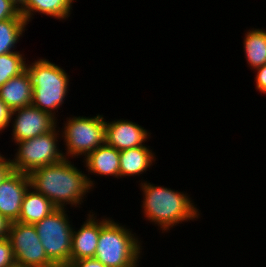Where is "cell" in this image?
<instances>
[{
  "label": "cell",
  "mask_w": 266,
  "mask_h": 267,
  "mask_svg": "<svg viewBox=\"0 0 266 267\" xmlns=\"http://www.w3.org/2000/svg\"><path fill=\"white\" fill-rule=\"evenodd\" d=\"M140 179L138 185L143 196L140 213L144 216L143 220L146 219L158 227L159 233H170V230L179 226L178 224L184 225L202 217L201 210L187 191L157 185L141 177Z\"/></svg>",
  "instance_id": "1"
},
{
  "label": "cell",
  "mask_w": 266,
  "mask_h": 267,
  "mask_svg": "<svg viewBox=\"0 0 266 267\" xmlns=\"http://www.w3.org/2000/svg\"><path fill=\"white\" fill-rule=\"evenodd\" d=\"M82 171L71 159L40 167L29 174L31 187L57 208H82L87 195L94 191ZM91 191V192H90ZM85 199V200H84ZM83 203V204H82ZM75 207V208H74Z\"/></svg>",
  "instance_id": "2"
},
{
  "label": "cell",
  "mask_w": 266,
  "mask_h": 267,
  "mask_svg": "<svg viewBox=\"0 0 266 267\" xmlns=\"http://www.w3.org/2000/svg\"><path fill=\"white\" fill-rule=\"evenodd\" d=\"M26 70L32 80V105L59 121V115L56 113L62 110L63 104L66 103L71 86L67 70L47 58L40 57L31 62L28 60Z\"/></svg>",
  "instance_id": "3"
},
{
  "label": "cell",
  "mask_w": 266,
  "mask_h": 267,
  "mask_svg": "<svg viewBox=\"0 0 266 267\" xmlns=\"http://www.w3.org/2000/svg\"><path fill=\"white\" fill-rule=\"evenodd\" d=\"M122 224L111 217L101 227L94 258L106 267H140L145 253L142 238Z\"/></svg>",
  "instance_id": "4"
},
{
  "label": "cell",
  "mask_w": 266,
  "mask_h": 267,
  "mask_svg": "<svg viewBox=\"0 0 266 267\" xmlns=\"http://www.w3.org/2000/svg\"><path fill=\"white\" fill-rule=\"evenodd\" d=\"M59 127L63 140V155L67 159L84 160L92 151L105 143L106 119L103 114L96 116H66Z\"/></svg>",
  "instance_id": "5"
},
{
  "label": "cell",
  "mask_w": 266,
  "mask_h": 267,
  "mask_svg": "<svg viewBox=\"0 0 266 267\" xmlns=\"http://www.w3.org/2000/svg\"><path fill=\"white\" fill-rule=\"evenodd\" d=\"M67 212H70L69 208H57L34 224L48 259L56 267L70 264L74 223Z\"/></svg>",
  "instance_id": "6"
},
{
  "label": "cell",
  "mask_w": 266,
  "mask_h": 267,
  "mask_svg": "<svg viewBox=\"0 0 266 267\" xmlns=\"http://www.w3.org/2000/svg\"><path fill=\"white\" fill-rule=\"evenodd\" d=\"M60 138L61 132L57 125L48 133L15 143V154L10 155L13 157L10 158L13 171L29 175L40 167L62 161L65 157Z\"/></svg>",
  "instance_id": "7"
},
{
  "label": "cell",
  "mask_w": 266,
  "mask_h": 267,
  "mask_svg": "<svg viewBox=\"0 0 266 267\" xmlns=\"http://www.w3.org/2000/svg\"><path fill=\"white\" fill-rule=\"evenodd\" d=\"M8 238L15 264L24 267H56L45 253L36 228L17 221L11 223Z\"/></svg>",
  "instance_id": "8"
},
{
  "label": "cell",
  "mask_w": 266,
  "mask_h": 267,
  "mask_svg": "<svg viewBox=\"0 0 266 267\" xmlns=\"http://www.w3.org/2000/svg\"><path fill=\"white\" fill-rule=\"evenodd\" d=\"M10 125L9 128H12L10 142H14V145L20 141L52 131L59 125V122L49 113L31 104L12 110Z\"/></svg>",
  "instance_id": "9"
},
{
  "label": "cell",
  "mask_w": 266,
  "mask_h": 267,
  "mask_svg": "<svg viewBox=\"0 0 266 267\" xmlns=\"http://www.w3.org/2000/svg\"><path fill=\"white\" fill-rule=\"evenodd\" d=\"M86 215L80 228L73 225L70 263L73 260L95 257L100 229L111 218L109 216L99 218L92 209L88 210Z\"/></svg>",
  "instance_id": "10"
},
{
  "label": "cell",
  "mask_w": 266,
  "mask_h": 267,
  "mask_svg": "<svg viewBox=\"0 0 266 267\" xmlns=\"http://www.w3.org/2000/svg\"><path fill=\"white\" fill-rule=\"evenodd\" d=\"M151 134L138 122L130 119L106 120L105 143L119 151L146 145L145 142L150 141Z\"/></svg>",
  "instance_id": "11"
},
{
  "label": "cell",
  "mask_w": 266,
  "mask_h": 267,
  "mask_svg": "<svg viewBox=\"0 0 266 267\" xmlns=\"http://www.w3.org/2000/svg\"><path fill=\"white\" fill-rule=\"evenodd\" d=\"M30 186L28 174L12 171L0 183V214L11 222L17 221L23 198Z\"/></svg>",
  "instance_id": "12"
},
{
  "label": "cell",
  "mask_w": 266,
  "mask_h": 267,
  "mask_svg": "<svg viewBox=\"0 0 266 267\" xmlns=\"http://www.w3.org/2000/svg\"><path fill=\"white\" fill-rule=\"evenodd\" d=\"M89 186L94 189L97 183L91 177H110L120 179V151L104 143L92 151L83 161ZM92 175V176H89ZM96 181V182H95Z\"/></svg>",
  "instance_id": "13"
},
{
  "label": "cell",
  "mask_w": 266,
  "mask_h": 267,
  "mask_svg": "<svg viewBox=\"0 0 266 267\" xmlns=\"http://www.w3.org/2000/svg\"><path fill=\"white\" fill-rule=\"evenodd\" d=\"M151 148L149 145H144L120 151V179L140 177L152 169L158 157Z\"/></svg>",
  "instance_id": "14"
},
{
  "label": "cell",
  "mask_w": 266,
  "mask_h": 267,
  "mask_svg": "<svg viewBox=\"0 0 266 267\" xmlns=\"http://www.w3.org/2000/svg\"><path fill=\"white\" fill-rule=\"evenodd\" d=\"M77 0H26L20 14L30 24L35 15H46L61 22L68 20Z\"/></svg>",
  "instance_id": "15"
},
{
  "label": "cell",
  "mask_w": 266,
  "mask_h": 267,
  "mask_svg": "<svg viewBox=\"0 0 266 267\" xmlns=\"http://www.w3.org/2000/svg\"><path fill=\"white\" fill-rule=\"evenodd\" d=\"M32 95V80L27 70L9 79L0 87V99L11 110L31 105Z\"/></svg>",
  "instance_id": "16"
},
{
  "label": "cell",
  "mask_w": 266,
  "mask_h": 267,
  "mask_svg": "<svg viewBox=\"0 0 266 267\" xmlns=\"http://www.w3.org/2000/svg\"><path fill=\"white\" fill-rule=\"evenodd\" d=\"M56 209L49 199L30 186L23 198L17 222L34 225Z\"/></svg>",
  "instance_id": "17"
},
{
  "label": "cell",
  "mask_w": 266,
  "mask_h": 267,
  "mask_svg": "<svg viewBox=\"0 0 266 267\" xmlns=\"http://www.w3.org/2000/svg\"><path fill=\"white\" fill-rule=\"evenodd\" d=\"M243 52L246 64L251 70L266 64V30L260 28L248 29L243 37Z\"/></svg>",
  "instance_id": "18"
},
{
  "label": "cell",
  "mask_w": 266,
  "mask_h": 267,
  "mask_svg": "<svg viewBox=\"0 0 266 267\" xmlns=\"http://www.w3.org/2000/svg\"><path fill=\"white\" fill-rule=\"evenodd\" d=\"M28 23L24 18L0 21V55L17 51V44L24 37Z\"/></svg>",
  "instance_id": "19"
},
{
  "label": "cell",
  "mask_w": 266,
  "mask_h": 267,
  "mask_svg": "<svg viewBox=\"0 0 266 267\" xmlns=\"http://www.w3.org/2000/svg\"><path fill=\"white\" fill-rule=\"evenodd\" d=\"M24 52L18 50L0 55V87L26 70L27 55Z\"/></svg>",
  "instance_id": "20"
},
{
  "label": "cell",
  "mask_w": 266,
  "mask_h": 267,
  "mask_svg": "<svg viewBox=\"0 0 266 267\" xmlns=\"http://www.w3.org/2000/svg\"><path fill=\"white\" fill-rule=\"evenodd\" d=\"M15 265L12 244L9 238L0 240V267H12Z\"/></svg>",
  "instance_id": "21"
},
{
  "label": "cell",
  "mask_w": 266,
  "mask_h": 267,
  "mask_svg": "<svg viewBox=\"0 0 266 267\" xmlns=\"http://www.w3.org/2000/svg\"><path fill=\"white\" fill-rule=\"evenodd\" d=\"M10 18H24L9 0H0V21Z\"/></svg>",
  "instance_id": "22"
},
{
  "label": "cell",
  "mask_w": 266,
  "mask_h": 267,
  "mask_svg": "<svg viewBox=\"0 0 266 267\" xmlns=\"http://www.w3.org/2000/svg\"><path fill=\"white\" fill-rule=\"evenodd\" d=\"M255 89L266 95V64L253 70Z\"/></svg>",
  "instance_id": "23"
},
{
  "label": "cell",
  "mask_w": 266,
  "mask_h": 267,
  "mask_svg": "<svg viewBox=\"0 0 266 267\" xmlns=\"http://www.w3.org/2000/svg\"><path fill=\"white\" fill-rule=\"evenodd\" d=\"M12 110L0 99V135L10 126Z\"/></svg>",
  "instance_id": "24"
},
{
  "label": "cell",
  "mask_w": 266,
  "mask_h": 267,
  "mask_svg": "<svg viewBox=\"0 0 266 267\" xmlns=\"http://www.w3.org/2000/svg\"><path fill=\"white\" fill-rule=\"evenodd\" d=\"M0 151V183L13 171L10 157Z\"/></svg>",
  "instance_id": "25"
},
{
  "label": "cell",
  "mask_w": 266,
  "mask_h": 267,
  "mask_svg": "<svg viewBox=\"0 0 266 267\" xmlns=\"http://www.w3.org/2000/svg\"><path fill=\"white\" fill-rule=\"evenodd\" d=\"M68 267H106V266L95 258H84V259L73 260Z\"/></svg>",
  "instance_id": "26"
},
{
  "label": "cell",
  "mask_w": 266,
  "mask_h": 267,
  "mask_svg": "<svg viewBox=\"0 0 266 267\" xmlns=\"http://www.w3.org/2000/svg\"><path fill=\"white\" fill-rule=\"evenodd\" d=\"M11 223L7 217L0 214V240L8 237Z\"/></svg>",
  "instance_id": "27"
},
{
  "label": "cell",
  "mask_w": 266,
  "mask_h": 267,
  "mask_svg": "<svg viewBox=\"0 0 266 267\" xmlns=\"http://www.w3.org/2000/svg\"><path fill=\"white\" fill-rule=\"evenodd\" d=\"M20 11L25 4L26 0H9Z\"/></svg>",
  "instance_id": "28"
},
{
  "label": "cell",
  "mask_w": 266,
  "mask_h": 267,
  "mask_svg": "<svg viewBox=\"0 0 266 267\" xmlns=\"http://www.w3.org/2000/svg\"><path fill=\"white\" fill-rule=\"evenodd\" d=\"M12 267H24V266H20V265H16V264H15V265L12 266Z\"/></svg>",
  "instance_id": "29"
}]
</instances>
